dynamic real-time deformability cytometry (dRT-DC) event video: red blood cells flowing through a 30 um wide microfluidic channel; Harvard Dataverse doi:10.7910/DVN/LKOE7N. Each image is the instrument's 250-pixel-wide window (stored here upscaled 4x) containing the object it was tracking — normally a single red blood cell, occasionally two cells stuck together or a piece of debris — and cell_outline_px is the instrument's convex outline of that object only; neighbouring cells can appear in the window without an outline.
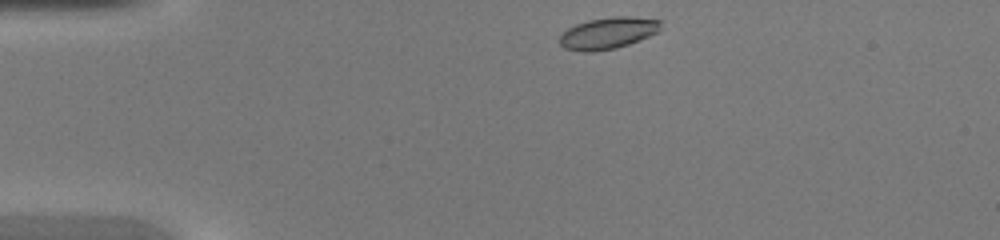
{"species": "common noctule bat (a hibernating species)", "species_latin": "Nyctalus noctula", "temperature_condition": "warm", "stored_images_in_passage": 37, "camera_frame_rate_fps": 3000, "um_per_image_px": 0.085, "animal": {"sex": "female", "body_mass_g": 20.0, "forearm_length_mm": 54.0}, "frame": {"image": 1, "passage_image": 1, "time_ms": 0.0, "image_size_px": [1000, 240], "cell_outline_px": [[664, 20], [660, 28], [656, 32], [640, 40], [616, 48], [592, 52], [580, 52], [564, 48], [560, 44], [560, 36], [568, 28], [576, 24], [588, 20], [612, 16], [632, 16]], "centroid_in_image_um": [51.69, 2.8], "position_along_channel_um": 33.3, "area_um2": 18.79}}
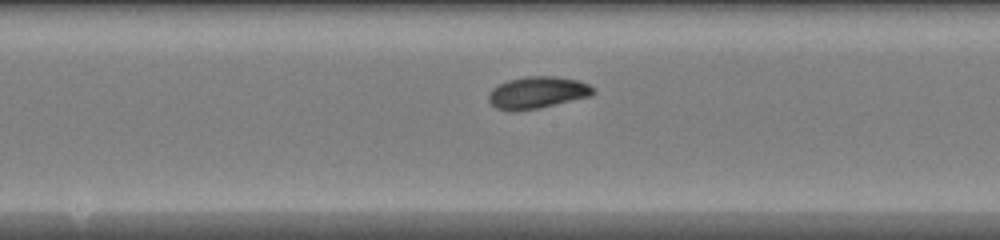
{"frame": {"image": 2, "passage_image": 16, "time_ms": 5.0, "image_size_px": [1000, 240], "cell_outline_px": [[596, 92], [592, 96], [540, 108], [512, 112], [508, 112], [496, 108], [488, 100], [488, 96], [492, 88], [508, 80], [528, 76], [556, 76], [580, 80], [588, 84]], "centroid_in_image_um": [45.68, 7.88], "position_along_channel_um": 202.5, "area_um2": 19.71}}
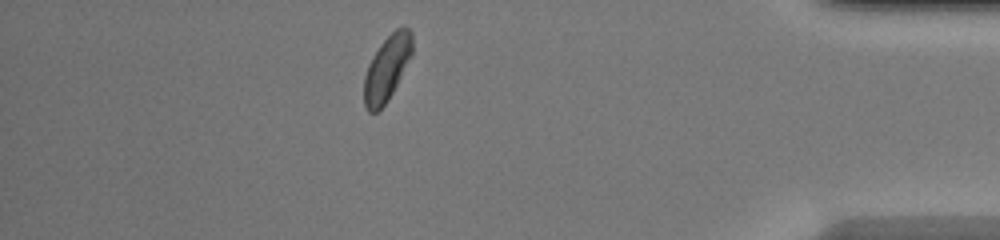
{"frame": {"image": 3, "passage_image": 32, "time_ms": 10.333, "image_size_px": [1000, 240], "cell_outline_px": [[412, 56], [388, 100], [376, 112], [368, 112], [364, 104], [364, 76], [368, 64], [372, 56], [380, 44], [396, 28], [404, 24], [412, 32]], "centroid_in_image_um": [32.9, 5.76], "position_along_channel_um": 402.3, "area_um2": 18.38}}